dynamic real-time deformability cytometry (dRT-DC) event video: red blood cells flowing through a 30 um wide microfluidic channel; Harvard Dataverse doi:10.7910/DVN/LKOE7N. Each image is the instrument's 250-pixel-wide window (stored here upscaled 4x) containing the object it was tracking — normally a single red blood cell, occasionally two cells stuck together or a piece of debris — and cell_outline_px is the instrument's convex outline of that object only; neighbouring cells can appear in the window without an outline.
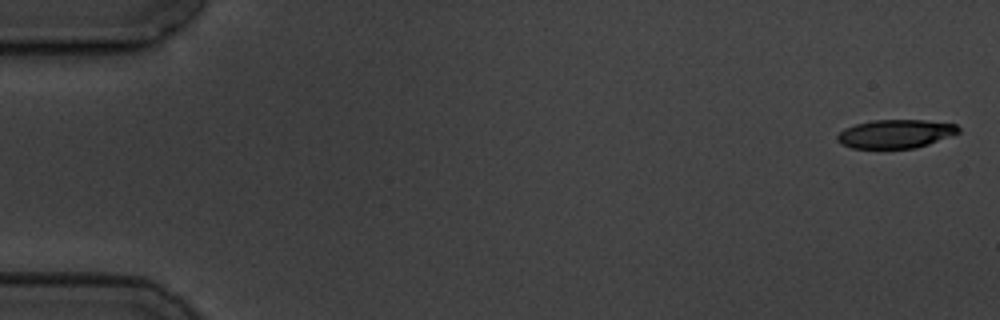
{"species": "common noctule bat (a hibernating species)", "species_latin": "Nyctalus noctula", "temperature_condition": "cold", "stored_images_in_passage": 15, "camera_frame_rate_fps": 3000, "um_per_image_px": 0.085, "animal": {"sex": "male", "body_mass_g": 19.5, "forearm_length_mm": 54.6}, "frame": {"image": 1, "passage_image": 1, "time_ms": 0.0, "image_size_px": [1000, 320], "cell_outline_px": [[960, 132], [928, 144], [916, 148], [852, 148], [840, 144], [836, 140], [836, 136], [844, 128], [856, 124], [872, 120], [924, 120], [956, 124], [960, 128]], "centroid_in_image_um": [76.09, 11.37], "position_along_channel_um": 8.9, "area_um2": 20.17}}
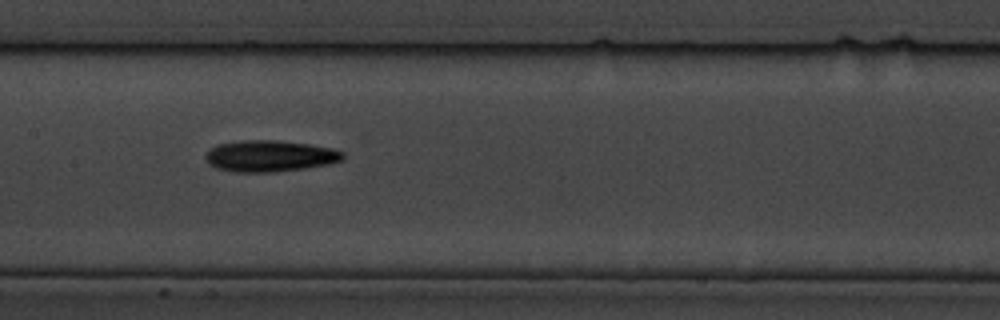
{"frame": {"image": 2, "passage_image": 8, "time_ms": 9.0, "image_size_px": [1000, 320], "cell_outline_px": [[344, 160], [328, 164], [304, 168], [276, 172], [236, 172], [216, 168], [208, 164], [204, 160], [204, 156], [212, 148], [220, 144], [244, 140], [276, 140], [312, 144], [332, 148], [344, 152]], "centroid_in_image_um": [22.96, 13.26], "position_along_channel_um": 184.4, "area_um2": 25.2}}
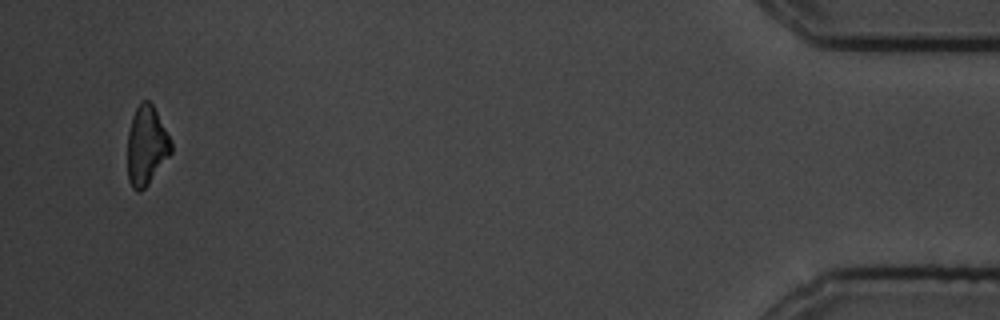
{"frame": {"image": 3, "passage_image": 15, "time_ms": 18.0, "image_size_px": [1000, 320], "cell_outline_px": [[172, 152], [148, 184], [140, 192], [136, 192], [132, 188], [128, 180], [128, 132], [132, 116], [140, 100], [148, 100], [152, 104], [172, 140]], "centroid_in_image_um": [12.45, 12.38], "position_along_channel_um": 422.8, "area_um2": 20.17}, "authors_computed_cell_mechanics": {"area_um2": 22.9466, "velocity_mm_per_s": 3.5049, "shape_relaxation_time_tau1_ms": 4.4431, "shape_relaxation_time_tau2_ms": null, "deformation_change_tau1": 0.112, "deformation_change_tau2": null}}